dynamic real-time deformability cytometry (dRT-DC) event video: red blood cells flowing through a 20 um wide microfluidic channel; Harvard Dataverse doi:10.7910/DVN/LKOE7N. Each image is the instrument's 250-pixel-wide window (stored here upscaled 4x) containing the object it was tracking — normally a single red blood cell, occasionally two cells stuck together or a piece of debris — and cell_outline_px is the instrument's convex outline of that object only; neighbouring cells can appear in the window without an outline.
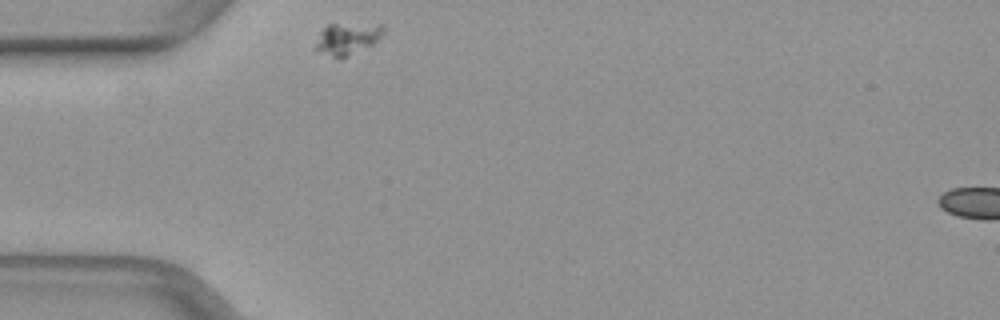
{"species": "common noctule bat (a hibernating species)", "species_latin": "Nyctalus noctula", "temperature_condition": "warm", "stored_images_in_passage": 29, "camera_frame_rate_fps": 3000, "um_per_image_px": 0.085, "animal": {"sex": "female", "body_mass_g": 29.2, "forearm_length_mm": 56.3}, "frame": {"image": 1, "passage_image": 1, "time_ms": 0.0, "image_size_px": [1000, 320], "cell_outline_px": [[384, 28], [380, 36], [372, 44], [340, 60], [312, 48], [320, 32], [328, 24], [384, 24]], "centroid_in_image_um": [29.47, 3.3], "position_along_channel_um": 55.5, "area_um2": 12.54}}
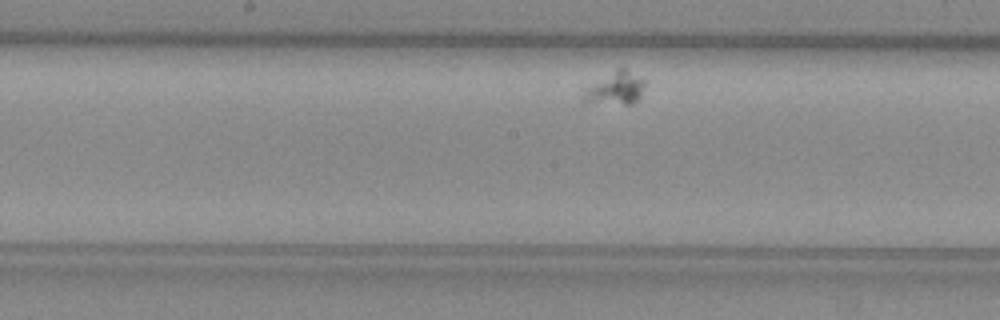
{"frame": {"image": 2, "passage_image": 14, "time_ms": 4.333, "image_size_px": [1000, 320], "cell_outline_px": [[644, 84], [640, 100], [632, 104], [584, 104], [580, 100], [584, 92], [588, 88], [616, 68], [624, 68], [644, 80]], "centroid_in_image_um": [52.29, 7.57], "position_along_channel_um": 195.9, "area_um2": 11.79}}
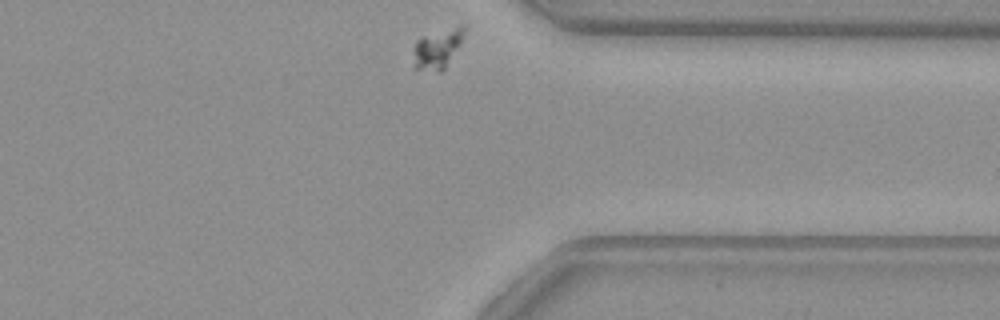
{"frame": {"image": 3, "passage_image": 29, "time_ms": 9.333, "image_size_px": [1000, 320], "cell_outline_px": [[464, 36], [460, 44], [444, 68], [440, 72], [412, 68], [412, 48], [416, 40], [420, 36], [460, 24], [464, 24]], "centroid_in_image_um": [37.12, 4.11], "position_along_channel_um": 374.3, "area_um2": 12.08}}